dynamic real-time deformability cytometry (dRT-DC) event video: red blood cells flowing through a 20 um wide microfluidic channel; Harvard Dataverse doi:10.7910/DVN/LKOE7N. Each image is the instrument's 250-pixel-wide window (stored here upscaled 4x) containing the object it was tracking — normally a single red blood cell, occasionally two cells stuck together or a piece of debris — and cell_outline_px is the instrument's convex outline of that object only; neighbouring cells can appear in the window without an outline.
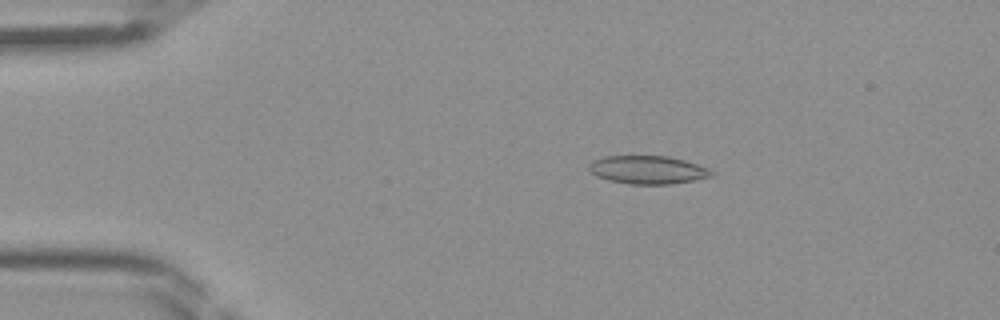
{"species": "Egyptian fruit bat (a non-hibernating species)", "species_latin": "Rousettus aegyptiacus", "temperature_condition": "room temperature", "stored_images_in_passage": 43, "camera_frame_rate_fps": 3000, "um_per_image_px": 0.085, "frame": {"image": 1, "passage_image": 7, "time_ms": 2.0, "image_size_px": [1000, 320], "cell_outline_px": [[716, 176], [672, 184], [628, 184], [608, 180], [596, 176], [588, 168], [588, 164], [592, 160], [604, 156], [668, 156], [684, 160], [708, 168], [716, 172]], "centroid_in_image_um": [55.08, 14.44], "position_along_channel_um": 29.9, "area_um2": 20.35}}
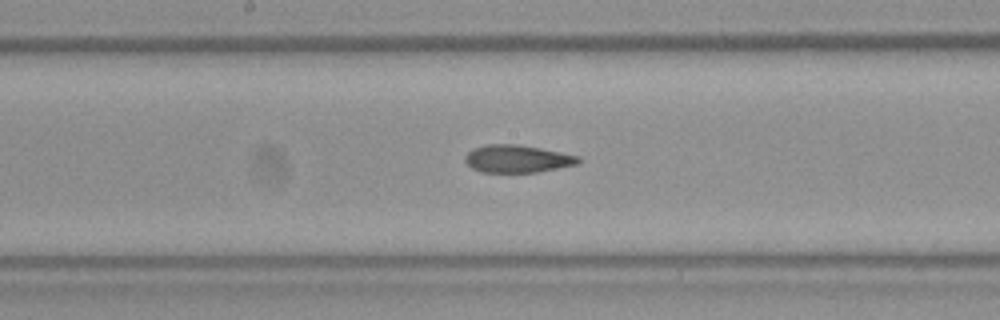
{"frame": {"image": 2, "passage_image": 22, "time_ms": 7.0, "image_size_px": [1000, 320], "cell_outline_px": [[584, 160], [576, 164], [536, 172], [480, 172], [472, 168], [464, 160], [464, 156], [472, 148], [488, 144], [516, 144], [540, 148], [580, 156]], "centroid_in_image_um": [43.95, 13.49], "position_along_channel_um": 204.2, "area_um2": 18.21}}
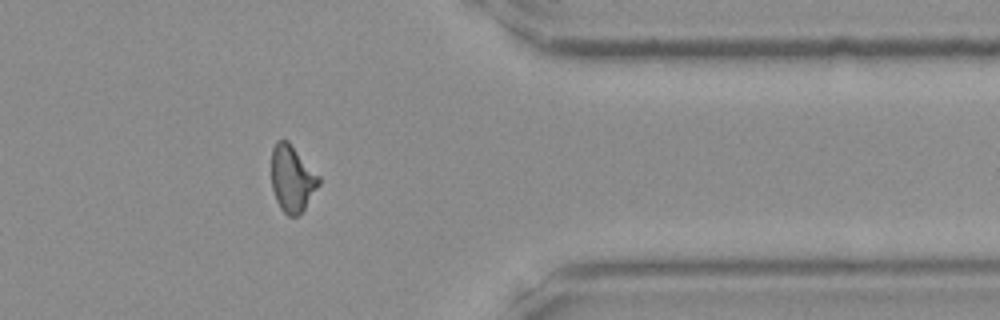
{"frame": {"image": 3, "passage_image": 35, "time_ms": 11.333, "image_size_px": [1000, 320], "cell_outline_px": [[320, 184], [304, 208], [296, 216], [288, 216], [280, 208], [276, 200], [272, 188], [272, 148], [276, 140], [288, 140], [320, 176]], "centroid_in_image_um": [24.83, 15.16], "position_along_channel_um": 386.6, "area_um2": 18.32}}